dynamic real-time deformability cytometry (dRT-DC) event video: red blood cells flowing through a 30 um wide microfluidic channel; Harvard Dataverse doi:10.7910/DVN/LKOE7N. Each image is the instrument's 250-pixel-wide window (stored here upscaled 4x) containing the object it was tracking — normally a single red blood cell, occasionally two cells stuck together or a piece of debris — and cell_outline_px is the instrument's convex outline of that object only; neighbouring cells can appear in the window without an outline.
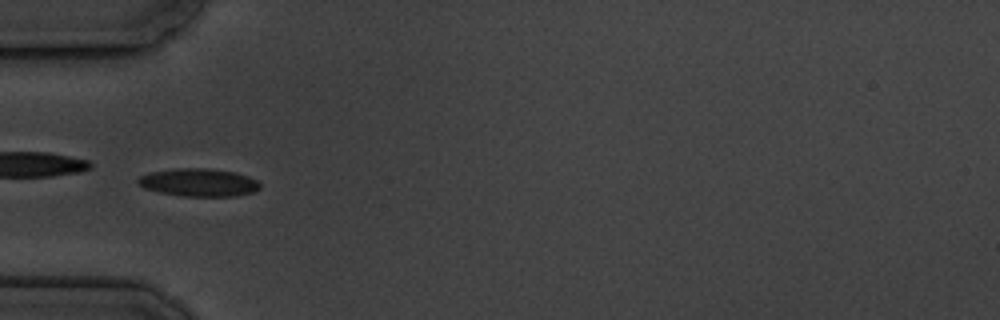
{"species": "common noctule bat (a hibernating species)", "species_latin": "Nyctalus noctula", "temperature_condition": "cold", "stored_images_in_passage": 7, "camera_frame_rate_fps": 3000, "um_per_image_px": 0.085, "animal": {"sex": "male", "body_mass_g": 19.5, "forearm_length_mm": 54.6}, "frame": {"image": 1, "passage_image": 5, "time_ms": 4.667, "image_size_px": [1000, 320], "cell_outline_px": [[260, 188], [252, 192], [236, 196], [184, 196], [160, 192], [144, 188], [136, 180], [140, 176], [148, 172], [176, 168], [208, 168], [236, 172], [248, 176], [256, 180], [260, 184]], "centroid_in_image_um": [16.89, 15.5], "position_along_channel_um": 68.1, "area_um2": 19.83}}
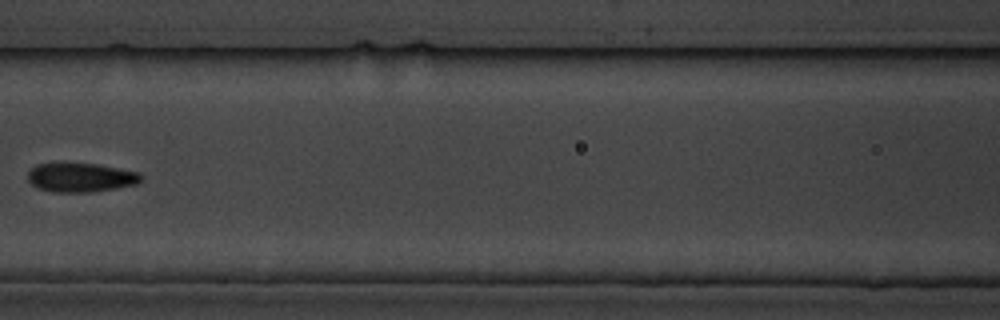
{"frame": {"image": 2, "passage_image": 7, "time_ms": 7.333, "image_size_px": [1000, 320], "cell_outline_px": [[140, 180], [136, 184], [116, 188], [88, 192], [52, 192], [36, 188], [28, 180], [28, 172], [36, 164], [96, 164], [140, 172]], "centroid_in_image_um": [6.83, 15.1], "position_along_channel_um": 159.8, "area_um2": 18.9}}